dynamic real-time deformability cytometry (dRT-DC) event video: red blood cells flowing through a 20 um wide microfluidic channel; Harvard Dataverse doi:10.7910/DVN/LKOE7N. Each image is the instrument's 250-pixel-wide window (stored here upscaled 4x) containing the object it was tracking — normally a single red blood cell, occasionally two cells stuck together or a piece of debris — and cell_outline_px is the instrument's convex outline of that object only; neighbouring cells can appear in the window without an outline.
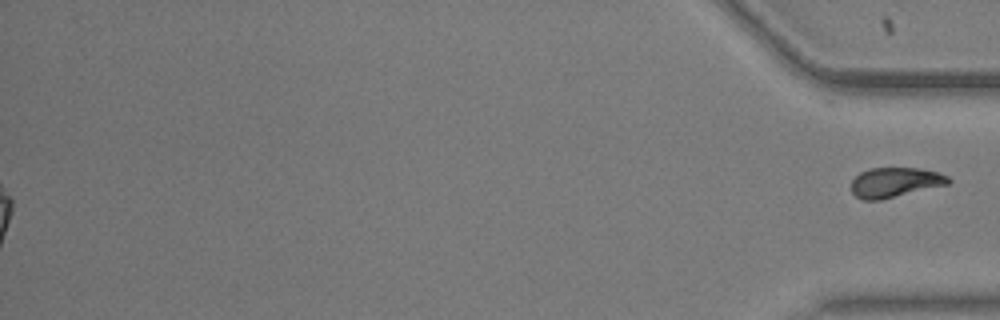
{"species": "common noctule bat (a hibernating species)", "species_latin": "Nyctalus noctula", "temperature_condition": "warm", "stored_images_in_passage": 57, "segment_of_instrument_passage": [2, 2], "camera_frame_rate_fps": 3000, "um_per_image_px": 0.085, "animal": {"sex": "male", "body_mass_g": 20.5, "forearm_length_mm": 52.5}, "frame": {"image": 1, "passage_image": 57, "time_ms": 18.667, "image_size_px": [1000, 320], "cell_outline_px": [[952, 180], [948, 184], [880, 200], [864, 200], [856, 196], [852, 192], [852, 180], [860, 172], [868, 168], [920, 168], [940, 172], [948, 176]], "centroid_in_image_um": [76.09, 15.49], "position_along_channel_um": 359.1, "area_um2": 16.88}}